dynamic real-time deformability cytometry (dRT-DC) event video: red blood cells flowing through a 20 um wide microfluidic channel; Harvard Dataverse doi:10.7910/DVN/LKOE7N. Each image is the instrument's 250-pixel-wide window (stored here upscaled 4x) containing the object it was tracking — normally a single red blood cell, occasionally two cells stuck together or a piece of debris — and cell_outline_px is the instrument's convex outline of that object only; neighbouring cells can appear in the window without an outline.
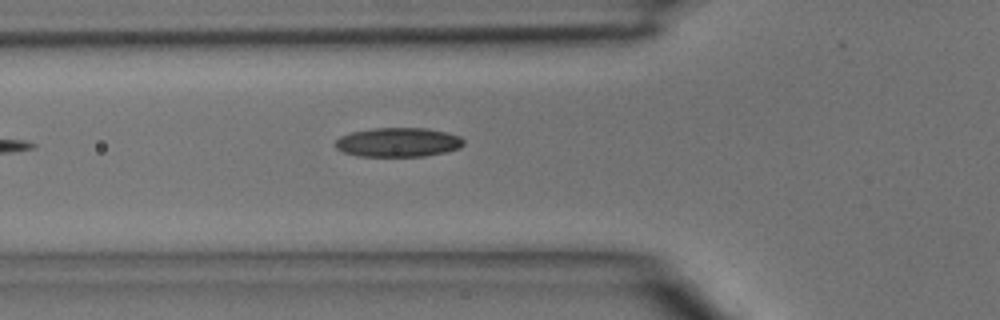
{"species": "common noctule bat (a hibernating species)", "species_latin": "Nyctalus noctula", "temperature_condition": "room temperature", "stored_images_in_passage": 2, "camera_frame_rate_fps": 3000, "um_per_image_px": 0.085, "animal": {"sex": "male", "body_mass_g": 15.6}, "frame": {"image": 1, "passage_image": 2, "time_ms": 0.333, "image_size_px": [1000, 320], "cell_outline_px": [[464, 144], [460, 148], [444, 152], [424, 156], [356, 156], [344, 152], [336, 148], [336, 140], [340, 136], [352, 132], [372, 128], [424, 128], [444, 132], [460, 136], [464, 140]], "centroid_in_image_um": [33.83, 12.09], "position_along_channel_um": 92.0, "area_um2": 21.73}}